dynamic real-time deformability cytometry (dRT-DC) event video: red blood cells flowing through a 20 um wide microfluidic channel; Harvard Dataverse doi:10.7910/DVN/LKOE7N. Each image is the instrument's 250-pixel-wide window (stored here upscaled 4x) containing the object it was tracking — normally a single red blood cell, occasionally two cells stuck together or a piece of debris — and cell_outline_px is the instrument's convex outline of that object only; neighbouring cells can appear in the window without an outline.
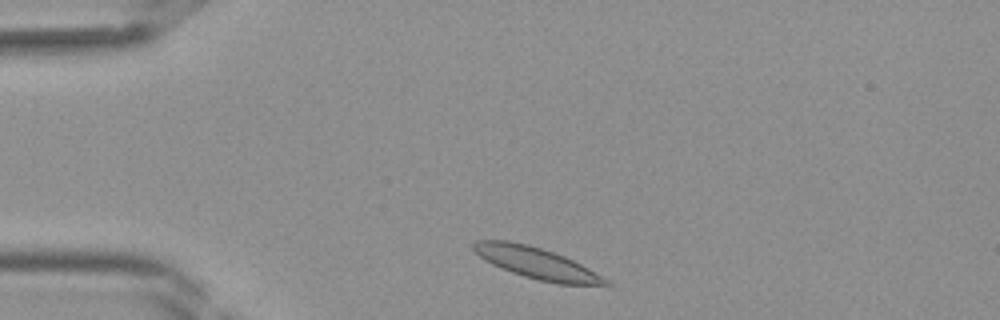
{"species": "Egyptian fruit bat (a non-hibernating species)", "species_latin": "Rousettus aegyptiacus", "temperature_condition": "room temperature", "stored_images_in_passage": 29, "camera_frame_rate_fps": 3000, "um_per_image_px": 0.085, "frame": {"image": 1, "passage_image": 2, "time_ms": 0.333, "image_size_px": [1000, 320], "cell_outline_px": [[612, 288], [608, 288], [556, 284], [524, 276], [512, 272], [492, 264], [484, 260], [472, 248], [472, 244], [476, 240], [508, 240], [528, 244], [564, 256], [588, 268], [608, 280], [612, 284]], "centroid_in_image_um": [45.72, 22.41], "position_along_channel_um": 39.3, "area_um2": 24.51}}
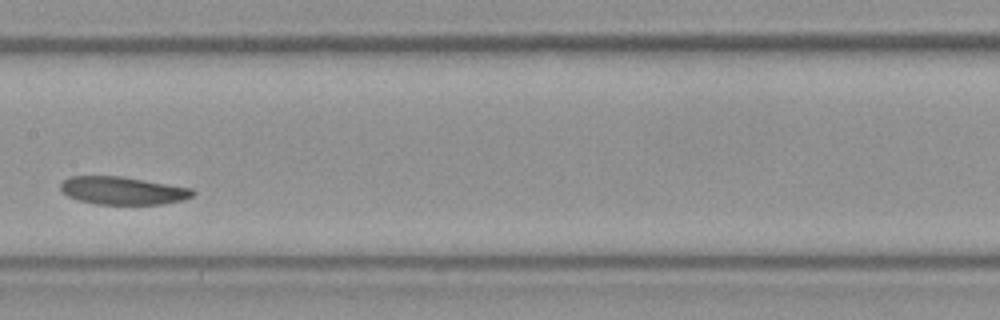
{"frame": {"image": 2, "passage_image": 14, "time_ms": 4.333, "image_size_px": [1000, 320], "cell_outline_px": [[196, 192], [192, 196], [184, 200], [164, 204], [96, 204], [80, 200], [68, 196], [60, 188], [60, 184], [68, 176], [120, 176], [192, 188]], "centroid_in_image_um": [10.45, 16.2], "position_along_channel_um": 196.9, "area_um2": 21.39}}
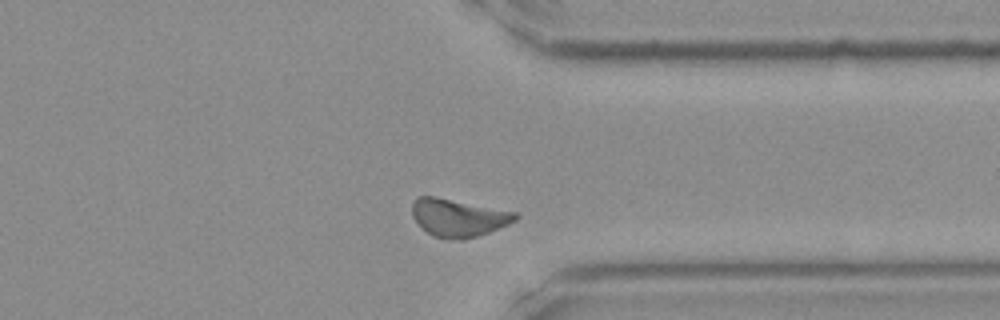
{"frame": {"image": 3, "passage_image": 25, "time_ms": 8.0, "image_size_px": [1000, 320], "cell_outline_px": [[520, 216], [516, 220], [508, 224], [488, 232], [464, 240], [452, 240], [432, 236], [420, 228], [412, 216], [412, 204], [416, 196], [436, 196], [516, 212]], "centroid_in_image_um": [38.91, 18.51], "position_along_channel_um": 372.5, "area_um2": 22.95}}